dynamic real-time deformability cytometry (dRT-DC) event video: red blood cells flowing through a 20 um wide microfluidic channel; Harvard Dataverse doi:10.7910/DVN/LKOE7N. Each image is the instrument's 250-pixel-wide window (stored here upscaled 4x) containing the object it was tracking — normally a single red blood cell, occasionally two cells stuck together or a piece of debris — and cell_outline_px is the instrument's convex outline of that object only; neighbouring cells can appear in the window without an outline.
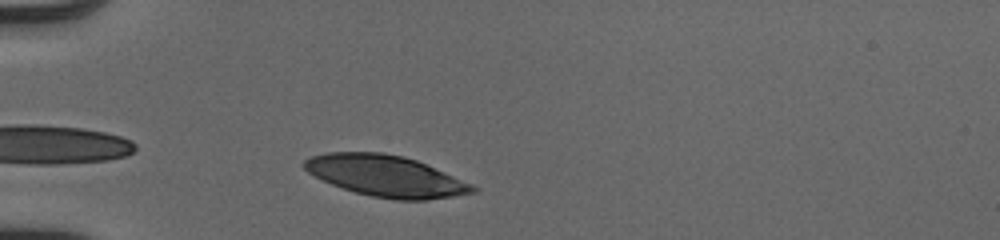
{"species": "human", "species_latin": "Homo sapiens", "temperature_condition": "cold", "stored_images_in_passage": 30, "camera_frame_rate_fps": 3000, "um_per_image_px": 0.085, "donor": {"sex": "male"}, "frame": {"image": 1, "passage_image": 2, "time_ms": 0.333, "image_size_px": [1000, 240], "cell_outline_px": [[480, 188], [476, 192], [452, 196], [424, 200], [396, 200], [372, 196], [356, 192], [332, 184], [308, 172], [300, 164], [304, 160], [312, 156], [328, 152], [380, 152], [404, 156], [416, 160], [472, 184]], "centroid_in_image_um": [32.8, 14.95], "position_along_channel_um": 52.2, "area_um2": 40.11}}
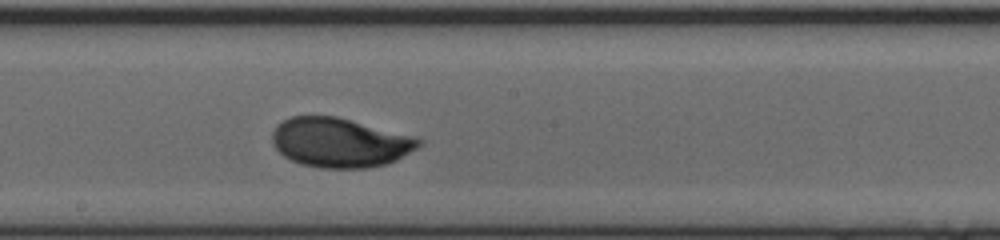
{"frame": {"image": 2, "passage_image": 16, "time_ms": 5.0, "image_size_px": [1000, 240], "cell_outline_px": [[424, 140], [416, 148], [396, 160], [388, 164], [368, 168], [320, 168], [300, 164], [284, 156], [272, 144], [272, 132], [276, 124], [292, 116], [336, 116]], "centroid_in_image_um": [28.83, 12.13], "position_along_channel_um": 219.4, "area_um2": 41.85}}
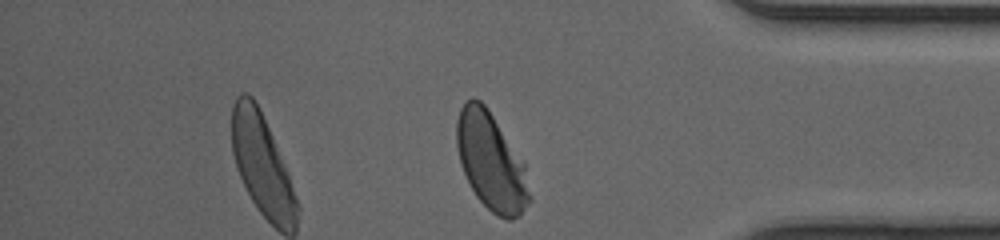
{"frame": {"image": 3, "passage_image": 30, "time_ms": 9.667, "image_size_px": [1000, 240], "cell_outline_px": [[532, 200], [520, 216], [512, 220], [508, 220], [496, 216], [476, 196], [464, 172], [460, 160], [456, 144], [456, 120], [460, 108], [472, 96], [480, 100], [484, 104], [524, 164], [532, 196]], "centroid_in_image_um": [41.75, 13.78], "position_along_channel_um": 393.4, "area_um2": 40.92}, "authors_computed_cell_mechanics": {"area_um2": 41.327, "velocity_mm_per_s": 4.0656, "shape_relaxation_time_tau1_ms": 2.2262, "shape_relaxation_time_tau2_ms": null, "deformation_change_tau1": 0.1403, "deformation_change_tau2": null}}